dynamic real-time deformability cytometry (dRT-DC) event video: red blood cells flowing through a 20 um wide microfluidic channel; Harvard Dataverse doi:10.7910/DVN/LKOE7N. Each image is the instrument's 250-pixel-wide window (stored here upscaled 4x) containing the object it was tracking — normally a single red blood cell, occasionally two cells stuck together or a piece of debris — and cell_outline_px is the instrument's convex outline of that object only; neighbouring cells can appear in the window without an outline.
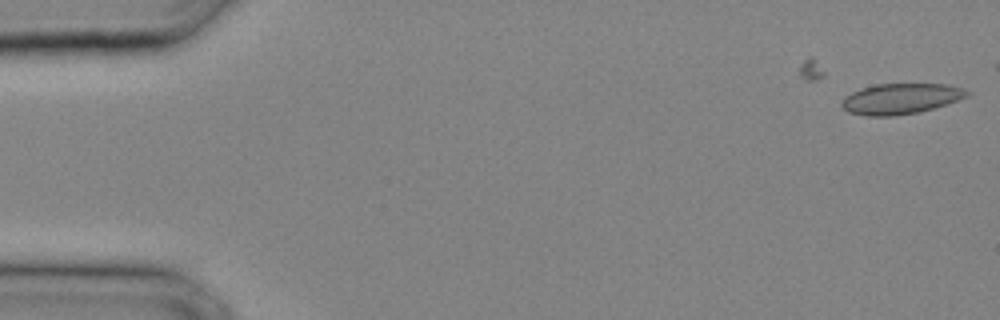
{"species": "common noctule bat (a hibernating species)", "species_latin": "Nyctalus noctula", "temperature_condition": "cold", "stored_images_in_passage": 4, "camera_frame_rate_fps": 3000, "um_per_image_px": 0.085, "animal": {"sex": "male", "body_mass_g": 20.4}, "frame": {"image": 1, "passage_image": 4, "time_ms": 1.0, "image_size_px": [1000, 320], "cell_outline_px": [[972, 92], [968, 96], [920, 112], [892, 116], [864, 116], [848, 112], [840, 104], [844, 96], [852, 92], [876, 84], [944, 84], [960, 88]], "centroid_in_image_um": [76.51, 8.4], "position_along_channel_um": 8.5, "area_um2": 22.14}}